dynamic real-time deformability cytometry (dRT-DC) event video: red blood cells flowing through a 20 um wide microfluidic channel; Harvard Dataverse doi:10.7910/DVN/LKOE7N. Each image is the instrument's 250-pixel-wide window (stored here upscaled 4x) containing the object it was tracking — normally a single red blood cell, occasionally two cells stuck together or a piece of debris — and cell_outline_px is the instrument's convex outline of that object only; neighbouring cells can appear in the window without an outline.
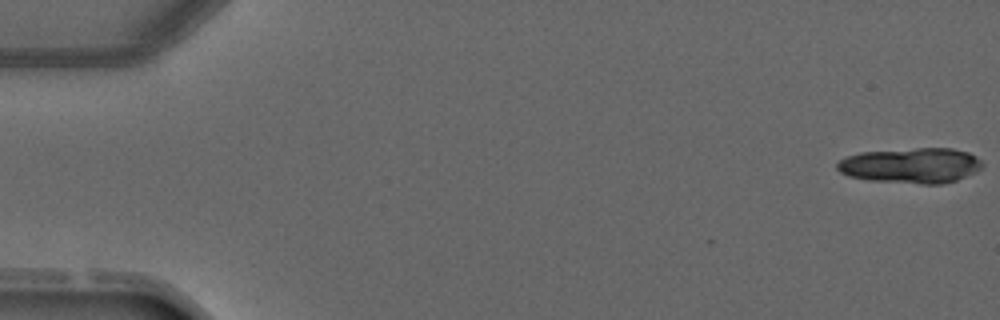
{"species": "common noctule bat (a hibernating species)", "species_latin": "Nyctalus noctula", "temperature_condition": "warm", "stored_images_in_passage": 3, "camera_frame_rate_fps": 3000, "um_per_image_px": 0.085, "animal": {"sex": "male", "forearm_length_mm": 52.5}, "frame": {"image": 1, "passage_image": 1, "time_ms": 0.0, "image_size_px": [1000, 320], "cell_outline_px": [[984, 164], [980, 168], [956, 180], [940, 184], [920, 184], [868, 180], [848, 176], [840, 172], [836, 168], [836, 164], [840, 160], [848, 156], [860, 152], [916, 148], [952, 148], [968, 152], [976, 156]], "centroid_in_image_um": [77.41, 14.06], "position_along_channel_um": 7.6, "area_um2": 29.82}}